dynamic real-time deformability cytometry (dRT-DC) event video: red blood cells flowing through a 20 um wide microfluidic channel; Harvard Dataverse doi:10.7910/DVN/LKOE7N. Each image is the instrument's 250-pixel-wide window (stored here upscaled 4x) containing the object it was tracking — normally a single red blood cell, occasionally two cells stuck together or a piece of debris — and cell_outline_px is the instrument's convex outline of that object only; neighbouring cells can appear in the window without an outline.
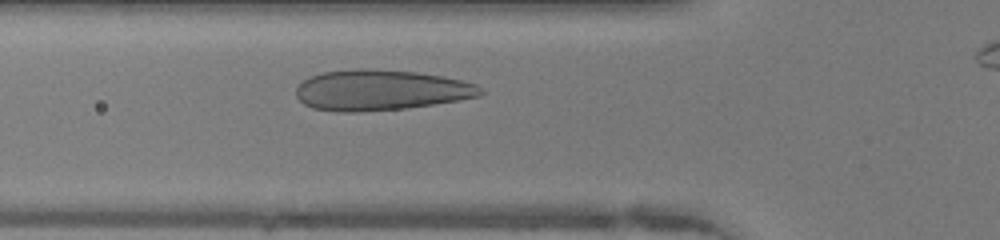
{"species": "human", "species_latin": "Homo sapiens", "temperature_condition": "warm", "stored_images_in_passage": 30, "camera_frame_rate_fps": 3000, "um_per_image_px": 0.085, "donor": {"sex": "female"}, "frame": {"image": 1, "passage_image": 8, "time_ms": 2.333, "image_size_px": [1000, 240], "cell_outline_px": [[484, 92], [480, 96], [408, 108], [360, 112], [336, 112], [312, 108], [304, 104], [296, 96], [296, 88], [304, 80], [312, 76], [324, 72], [352, 68], [364, 68], [416, 72], [444, 76], [476, 84]], "centroid_in_image_um": [32.33, 7.66], "position_along_channel_um": 93.5, "area_um2": 43.64}}
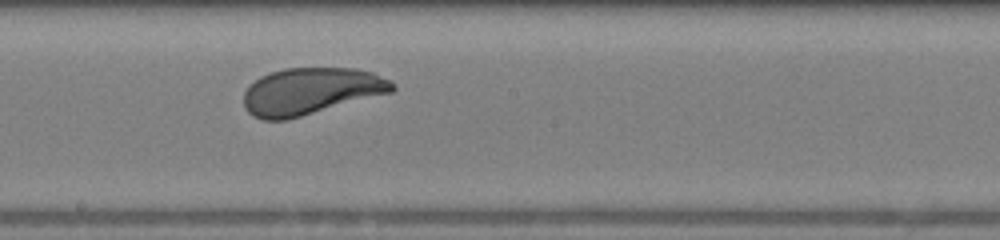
{"frame": {"image": 2, "passage_image": 17, "time_ms": 5.333, "image_size_px": [1000, 240], "cell_outline_px": [[396, 88], [392, 92], [288, 120], [264, 120], [252, 116], [244, 108], [244, 92], [260, 76], [268, 72], [284, 68], [356, 68], [372, 72], [392, 80], [396, 84]], "centroid_in_image_um": [26.43, 7.75], "position_along_channel_um": 221.8, "area_um2": 40.86}}
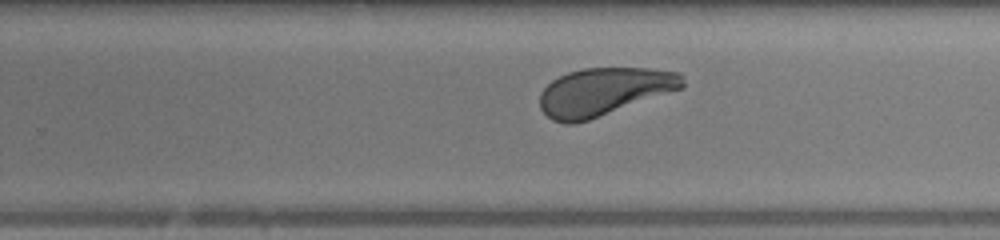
{"frame": {"image": 3, "passage_image": 21, "time_ms": 6.667, "image_size_px": [1000, 240], "cell_outline_px": [[684, 84], [680, 88], [588, 120], [572, 124], [564, 124], [552, 120], [540, 108], [540, 92], [552, 80], [568, 72], [584, 68], [648, 68], [680, 72], [684, 80]], "centroid_in_image_um": [51.29, 7.78], "position_along_channel_um": 278.5, "area_um2": 39.19}, "authors_computed_cell_mechanics": {"area_um2": 41.0958, "velocity_mm_per_s": 4.2645, "shape_relaxation_time_tau1_ms": 1.8731, "shape_relaxation_time_tau2_ms": null, "deformation_change_tau1": 0.138, "deformation_change_tau2": null}}